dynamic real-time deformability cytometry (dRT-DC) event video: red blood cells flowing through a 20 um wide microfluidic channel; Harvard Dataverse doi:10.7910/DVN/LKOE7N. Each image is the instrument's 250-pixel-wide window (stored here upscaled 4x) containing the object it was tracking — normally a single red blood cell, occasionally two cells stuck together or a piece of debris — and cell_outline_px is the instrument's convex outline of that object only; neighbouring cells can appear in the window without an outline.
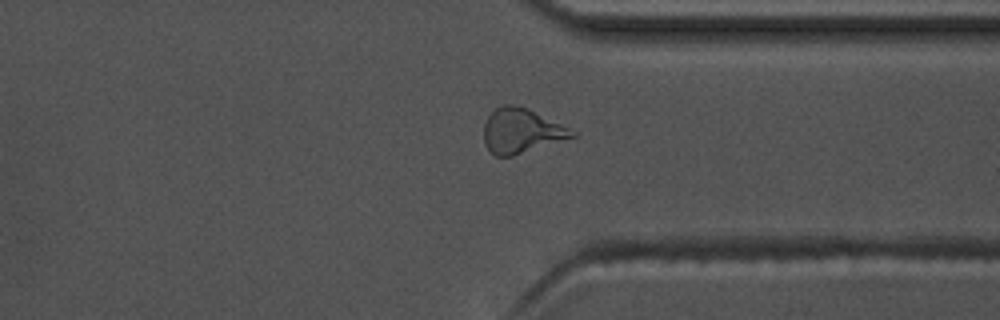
{"species": "common noctule bat (a hibernating species)", "species_latin": "Nyctalus noctula", "temperature_condition": "warm", "stored_images_in_passage": 40, "camera_frame_rate_fps": 3000, "um_per_image_px": 0.085, "animal": {"sex": "male", "body_mass_g": 17.5, "forearm_length_mm": 52.3}, "frame": {"image": 1, "passage_image": 34, "time_ms": 11.0, "image_size_px": [1000, 320], "cell_outline_px": [[576, 136], [512, 156], [496, 156], [484, 144], [484, 124], [488, 116], [496, 108], [504, 104], [516, 104], [528, 108], [576, 132]], "centroid_in_image_um": [44.28, 11.11], "position_along_channel_um": 367.1, "area_um2": 22.66}, "authors_computed_cell_mechanics": {"area_um2": 21.2126, "velocity_mm_per_s": 3.7144, "shape_relaxation_time_tau1_ms": 8.2562, "shape_relaxation_time_tau2_ms": 2.3929, "deformation_change_tau1": 0.263, "deformation_change_tau2": 0.1196}}